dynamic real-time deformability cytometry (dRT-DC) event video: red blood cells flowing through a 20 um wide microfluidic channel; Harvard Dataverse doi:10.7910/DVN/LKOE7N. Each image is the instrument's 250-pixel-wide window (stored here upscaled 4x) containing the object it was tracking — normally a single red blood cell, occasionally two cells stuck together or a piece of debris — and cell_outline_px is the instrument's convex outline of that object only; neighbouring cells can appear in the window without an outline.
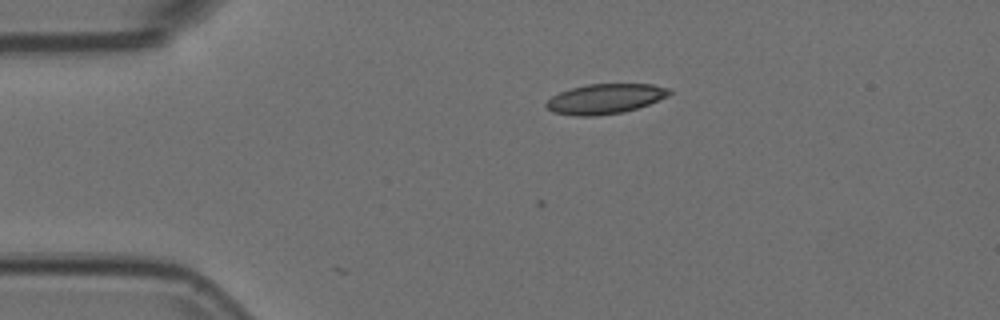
{"species": "Egyptian fruit bat (a non-hibernating species)", "species_latin": "Rousettus aegyptiacus", "temperature_condition": "room temperature", "stored_images_in_passage": 3, "camera_frame_rate_fps": 3000, "um_per_image_px": 0.085, "animal": {"sex": "female"}, "frame": {"image": 1, "passage_image": 1, "time_ms": 0.0, "image_size_px": [1000, 320], "cell_outline_px": [[672, 92], [668, 96], [648, 104], [624, 112], [596, 116], [576, 116], [552, 112], [544, 104], [552, 96], [560, 92], [572, 88], [588, 84], [652, 84], [668, 88]], "centroid_in_image_um": [51.42, 8.4], "position_along_channel_um": 33.6, "area_um2": 21.39}}